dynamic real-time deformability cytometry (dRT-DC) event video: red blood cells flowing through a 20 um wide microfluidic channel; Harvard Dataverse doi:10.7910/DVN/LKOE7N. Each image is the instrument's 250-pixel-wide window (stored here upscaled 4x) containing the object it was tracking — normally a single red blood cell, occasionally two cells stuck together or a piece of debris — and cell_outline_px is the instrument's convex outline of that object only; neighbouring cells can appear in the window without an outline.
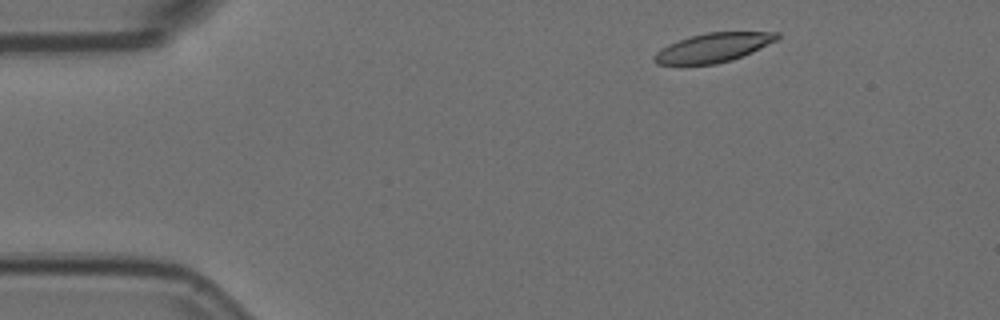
{"species": "Egyptian fruit bat (a non-hibernating species)", "species_latin": "Rousettus aegyptiacus", "temperature_condition": "room temperature", "stored_images_in_passage": 4, "camera_frame_rate_fps": 3000, "um_per_image_px": 0.085, "animal": {"sex": "female"}, "frame": {"image": 1, "passage_image": 1, "time_ms": 0.0, "image_size_px": [1000, 320], "cell_outline_px": [[780, 36], [776, 40], [752, 52], [732, 60], [716, 64], [656, 64], [652, 60], [652, 56], [656, 52], [668, 44], [692, 36], [708, 32], [780, 32]], "centroid_in_image_um": [60.62, 4.05], "position_along_channel_um": 24.4, "area_um2": 20.63}}
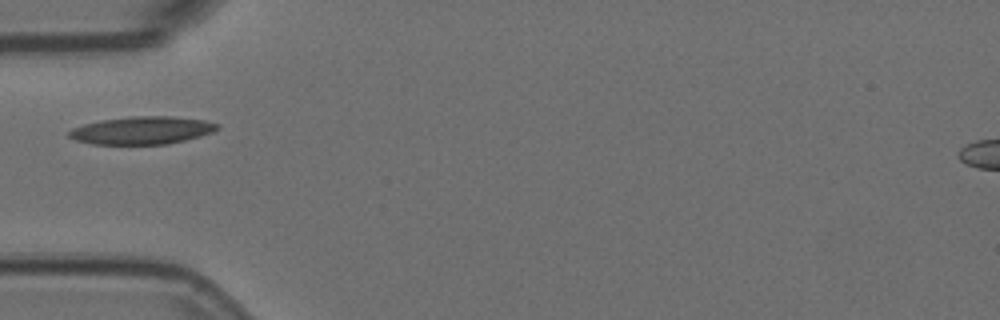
{"frame": {"image": 2, "passage_image": 4, "time_ms": 1.0, "image_size_px": [1000, 320], "cell_outline_px": [[220, 128], [212, 132], [200, 136], [168, 144], [92, 144], [76, 140], [68, 136], [68, 132], [72, 128], [84, 124], [100, 120], [128, 116], [172, 116], [204, 120], [220, 124]], "centroid_in_image_um": [12.07, 11.07], "position_along_channel_um": 72.9, "area_um2": 24.04}}